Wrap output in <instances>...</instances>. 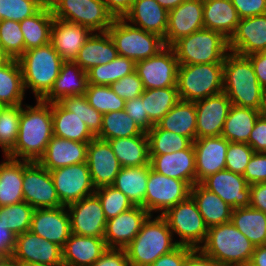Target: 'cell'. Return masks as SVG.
Segmentation results:
<instances>
[{"label":"cell","instance_id":"cell-68","mask_svg":"<svg viewBox=\"0 0 266 266\" xmlns=\"http://www.w3.org/2000/svg\"><path fill=\"white\" fill-rule=\"evenodd\" d=\"M163 8L167 11H170L176 7H178L185 0H156Z\"/></svg>","mask_w":266,"mask_h":266},{"label":"cell","instance_id":"cell-64","mask_svg":"<svg viewBox=\"0 0 266 266\" xmlns=\"http://www.w3.org/2000/svg\"><path fill=\"white\" fill-rule=\"evenodd\" d=\"M16 235L6 227L0 225V261L7 260L11 257L15 247Z\"/></svg>","mask_w":266,"mask_h":266},{"label":"cell","instance_id":"cell-43","mask_svg":"<svg viewBox=\"0 0 266 266\" xmlns=\"http://www.w3.org/2000/svg\"><path fill=\"white\" fill-rule=\"evenodd\" d=\"M177 87L144 89L142 102L147 111L150 123L154 126L179 101Z\"/></svg>","mask_w":266,"mask_h":266},{"label":"cell","instance_id":"cell-58","mask_svg":"<svg viewBox=\"0 0 266 266\" xmlns=\"http://www.w3.org/2000/svg\"><path fill=\"white\" fill-rule=\"evenodd\" d=\"M240 19L266 14V0H231Z\"/></svg>","mask_w":266,"mask_h":266},{"label":"cell","instance_id":"cell-56","mask_svg":"<svg viewBox=\"0 0 266 266\" xmlns=\"http://www.w3.org/2000/svg\"><path fill=\"white\" fill-rule=\"evenodd\" d=\"M243 176L249 185L266 183V153L254 152Z\"/></svg>","mask_w":266,"mask_h":266},{"label":"cell","instance_id":"cell-20","mask_svg":"<svg viewBox=\"0 0 266 266\" xmlns=\"http://www.w3.org/2000/svg\"><path fill=\"white\" fill-rule=\"evenodd\" d=\"M87 164L96 189L112 185L121 169L109 142L97 137L88 144Z\"/></svg>","mask_w":266,"mask_h":266},{"label":"cell","instance_id":"cell-38","mask_svg":"<svg viewBox=\"0 0 266 266\" xmlns=\"http://www.w3.org/2000/svg\"><path fill=\"white\" fill-rule=\"evenodd\" d=\"M54 19L52 10L49 4L46 3L36 14L20 21L25 51L50 43V33Z\"/></svg>","mask_w":266,"mask_h":266},{"label":"cell","instance_id":"cell-19","mask_svg":"<svg viewBox=\"0 0 266 266\" xmlns=\"http://www.w3.org/2000/svg\"><path fill=\"white\" fill-rule=\"evenodd\" d=\"M149 216L142 206L134 205L115 218L107 220L103 237L107 247L125 249L140 232Z\"/></svg>","mask_w":266,"mask_h":266},{"label":"cell","instance_id":"cell-69","mask_svg":"<svg viewBox=\"0 0 266 266\" xmlns=\"http://www.w3.org/2000/svg\"><path fill=\"white\" fill-rule=\"evenodd\" d=\"M12 58L0 46V66L7 64Z\"/></svg>","mask_w":266,"mask_h":266},{"label":"cell","instance_id":"cell-11","mask_svg":"<svg viewBox=\"0 0 266 266\" xmlns=\"http://www.w3.org/2000/svg\"><path fill=\"white\" fill-rule=\"evenodd\" d=\"M190 189L186 181L159 174L150 167L144 209L151 216L154 211H161L159 215H162L172 206L186 200L190 196Z\"/></svg>","mask_w":266,"mask_h":266},{"label":"cell","instance_id":"cell-53","mask_svg":"<svg viewBox=\"0 0 266 266\" xmlns=\"http://www.w3.org/2000/svg\"><path fill=\"white\" fill-rule=\"evenodd\" d=\"M47 0H0L1 20L23 21L36 14Z\"/></svg>","mask_w":266,"mask_h":266},{"label":"cell","instance_id":"cell-5","mask_svg":"<svg viewBox=\"0 0 266 266\" xmlns=\"http://www.w3.org/2000/svg\"><path fill=\"white\" fill-rule=\"evenodd\" d=\"M18 61L24 90L31 88L36 100H41L51 90L64 62L50 43L25 51Z\"/></svg>","mask_w":266,"mask_h":266},{"label":"cell","instance_id":"cell-33","mask_svg":"<svg viewBox=\"0 0 266 266\" xmlns=\"http://www.w3.org/2000/svg\"><path fill=\"white\" fill-rule=\"evenodd\" d=\"M239 21L237 10L231 0H203L205 29L220 32L229 39Z\"/></svg>","mask_w":266,"mask_h":266},{"label":"cell","instance_id":"cell-28","mask_svg":"<svg viewBox=\"0 0 266 266\" xmlns=\"http://www.w3.org/2000/svg\"><path fill=\"white\" fill-rule=\"evenodd\" d=\"M108 249L104 238L71 234L62 248L64 266H91Z\"/></svg>","mask_w":266,"mask_h":266},{"label":"cell","instance_id":"cell-66","mask_svg":"<svg viewBox=\"0 0 266 266\" xmlns=\"http://www.w3.org/2000/svg\"><path fill=\"white\" fill-rule=\"evenodd\" d=\"M185 266H218L209 256L200 249H194L187 257Z\"/></svg>","mask_w":266,"mask_h":266},{"label":"cell","instance_id":"cell-30","mask_svg":"<svg viewBox=\"0 0 266 266\" xmlns=\"http://www.w3.org/2000/svg\"><path fill=\"white\" fill-rule=\"evenodd\" d=\"M87 85V72L74 61H64L51 90L41 100L53 103L65 97L84 95Z\"/></svg>","mask_w":266,"mask_h":266},{"label":"cell","instance_id":"cell-61","mask_svg":"<svg viewBox=\"0 0 266 266\" xmlns=\"http://www.w3.org/2000/svg\"><path fill=\"white\" fill-rule=\"evenodd\" d=\"M91 266H129L125 249L108 248Z\"/></svg>","mask_w":266,"mask_h":266},{"label":"cell","instance_id":"cell-51","mask_svg":"<svg viewBox=\"0 0 266 266\" xmlns=\"http://www.w3.org/2000/svg\"><path fill=\"white\" fill-rule=\"evenodd\" d=\"M95 194L102 204L103 212L107 220L115 218L120 213L134 206L123 192L112 185L97 188Z\"/></svg>","mask_w":266,"mask_h":266},{"label":"cell","instance_id":"cell-10","mask_svg":"<svg viewBox=\"0 0 266 266\" xmlns=\"http://www.w3.org/2000/svg\"><path fill=\"white\" fill-rule=\"evenodd\" d=\"M167 222L172 234H177L180 246L199 249L205 242L208 227L191 196L172 206L161 215Z\"/></svg>","mask_w":266,"mask_h":266},{"label":"cell","instance_id":"cell-46","mask_svg":"<svg viewBox=\"0 0 266 266\" xmlns=\"http://www.w3.org/2000/svg\"><path fill=\"white\" fill-rule=\"evenodd\" d=\"M149 154H169L187 149L192 142L182 135L161 129L157 124L146 132Z\"/></svg>","mask_w":266,"mask_h":266},{"label":"cell","instance_id":"cell-25","mask_svg":"<svg viewBox=\"0 0 266 266\" xmlns=\"http://www.w3.org/2000/svg\"><path fill=\"white\" fill-rule=\"evenodd\" d=\"M150 167L155 172L196 184V165L193 143L187 148L169 154H149Z\"/></svg>","mask_w":266,"mask_h":266},{"label":"cell","instance_id":"cell-15","mask_svg":"<svg viewBox=\"0 0 266 266\" xmlns=\"http://www.w3.org/2000/svg\"><path fill=\"white\" fill-rule=\"evenodd\" d=\"M72 234L103 238L107 219L102 204L94 193L66 206Z\"/></svg>","mask_w":266,"mask_h":266},{"label":"cell","instance_id":"cell-37","mask_svg":"<svg viewBox=\"0 0 266 266\" xmlns=\"http://www.w3.org/2000/svg\"><path fill=\"white\" fill-rule=\"evenodd\" d=\"M54 136L78 142H90L95 136L74 112L64 109L58 102L52 103Z\"/></svg>","mask_w":266,"mask_h":266},{"label":"cell","instance_id":"cell-36","mask_svg":"<svg viewBox=\"0 0 266 266\" xmlns=\"http://www.w3.org/2000/svg\"><path fill=\"white\" fill-rule=\"evenodd\" d=\"M157 125L161 129L187 137L193 143L197 139L195 102L179 100Z\"/></svg>","mask_w":266,"mask_h":266},{"label":"cell","instance_id":"cell-17","mask_svg":"<svg viewBox=\"0 0 266 266\" xmlns=\"http://www.w3.org/2000/svg\"><path fill=\"white\" fill-rule=\"evenodd\" d=\"M231 105L224 92L195 101L197 139L221 136Z\"/></svg>","mask_w":266,"mask_h":266},{"label":"cell","instance_id":"cell-21","mask_svg":"<svg viewBox=\"0 0 266 266\" xmlns=\"http://www.w3.org/2000/svg\"><path fill=\"white\" fill-rule=\"evenodd\" d=\"M30 231L63 248L72 234L67 207L34 209Z\"/></svg>","mask_w":266,"mask_h":266},{"label":"cell","instance_id":"cell-50","mask_svg":"<svg viewBox=\"0 0 266 266\" xmlns=\"http://www.w3.org/2000/svg\"><path fill=\"white\" fill-rule=\"evenodd\" d=\"M84 95L88 103L102 114L125 110V100L110 86L88 84Z\"/></svg>","mask_w":266,"mask_h":266},{"label":"cell","instance_id":"cell-60","mask_svg":"<svg viewBox=\"0 0 266 266\" xmlns=\"http://www.w3.org/2000/svg\"><path fill=\"white\" fill-rule=\"evenodd\" d=\"M247 144L255 153H266V120L261 116L256 120Z\"/></svg>","mask_w":266,"mask_h":266},{"label":"cell","instance_id":"cell-16","mask_svg":"<svg viewBox=\"0 0 266 266\" xmlns=\"http://www.w3.org/2000/svg\"><path fill=\"white\" fill-rule=\"evenodd\" d=\"M10 258L20 264L63 265L62 248L30 230L16 236L15 247Z\"/></svg>","mask_w":266,"mask_h":266},{"label":"cell","instance_id":"cell-59","mask_svg":"<svg viewBox=\"0 0 266 266\" xmlns=\"http://www.w3.org/2000/svg\"><path fill=\"white\" fill-rule=\"evenodd\" d=\"M194 249L188 246H178L172 252L160 256L150 266H185L188 255Z\"/></svg>","mask_w":266,"mask_h":266},{"label":"cell","instance_id":"cell-26","mask_svg":"<svg viewBox=\"0 0 266 266\" xmlns=\"http://www.w3.org/2000/svg\"><path fill=\"white\" fill-rule=\"evenodd\" d=\"M92 33L85 26L54 19L50 33V44L63 61H75L79 50Z\"/></svg>","mask_w":266,"mask_h":266},{"label":"cell","instance_id":"cell-62","mask_svg":"<svg viewBox=\"0 0 266 266\" xmlns=\"http://www.w3.org/2000/svg\"><path fill=\"white\" fill-rule=\"evenodd\" d=\"M247 57L251 61L260 86L266 91V51L253 53Z\"/></svg>","mask_w":266,"mask_h":266},{"label":"cell","instance_id":"cell-23","mask_svg":"<svg viewBox=\"0 0 266 266\" xmlns=\"http://www.w3.org/2000/svg\"><path fill=\"white\" fill-rule=\"evenodd\" d=\"M228 46L230 52L242 56L266 51V14L240 19Z\"/></svg>","mask_w":266,"mask_h":266},{"label":"cell","instance_id":"cell-32","mask_svg":"<svg viewBox=\"0 0 266 266\" xmlns=\"http://www.w3.org/2000/svg\"><path fill=\"white\" fill-rule=\"evenodd\" d=\"M190 196L196 202L208 228L231 221L233 208L201 183H196L191 187Z\"/></svg>","mask_w":266,"mask_h":266},{"label":"cell","instance_id":"cell-71","mask_svg":"<svg viewBox=\"0 0 266 266\" xmlns=\"http://www.w3.org/2000/svg\"><path fill=\"white\" fill-rule=\"evenodd\" d=\"M260 116L266 120V93L264 95V99L262 100V105L260 109Z\"/></svg>","mask_w":266,"mask_h":266},{"label":"cell","instance_id":"cell-22","mask_svg":"<svg viewBox=\"0 0 266 266\" xmlns=\"http://www.w3.org/2000/svg\"><path fill=\"white\" fill-rule=\"evenodd\" d=\"M201 184L233 209L250 205V185L242 174L224 169L208 176Z\"/></svg>","mask_w":266,"mask_h":266},{"label":"cell","instance_id":"cell-24","mask_svg":"<svg viewBox=\"0 0 266 266\" xmlns=\"http://www.w3.org/2000/svg\"><path fill=\"white\" fill-rule=\"evenodd\" d=\"M229 141L223 136L198 138L193 142L196 183L226 168Z\"/></svg>","mask_w":266,"mask_h":266},{"label":"cell","instance_id":"cell-1","mask_svg":"<svg viewBox=\"0 0 266 266\" xmlns=\"http://www.w3.org/2000/svg\"><path fill=\"white\" fill-rule=\"evenodd\" d=\"M36 101L34 107L27 104L22 107L17 142L7 157L38 162L54 136L52 103Z\"/></svg>","mask_w":266,"mask_h":266},{"label":"cell","instance_id":"cell-7","mask_svg":"<svg viewBox=\"0 0 266 266\" xmlns=\"http://www.w3.org/2000/svg\"><path fill=\"white\" fill-rule=\"evenodd\" d=\"M180 100L195 102L223 92V63L179 64Z\"/></svg>","mask_w":266,"mask_h":266},{"label":"cell","instance_id":"cell-2","mask_svg":"<svg viewBox=\"0 0 266 266\" xmlns=\"http://www.w3.org/2000/svg\"><path fill=\"white\" fill-rule=\"evenodd\" d=\"M223 92L231 104L260 111L266 91L260 86L250 59L229 52L223 63Z\"/></svg>","mask_w":266,"mask_h":266},{"label":"cell","instance_id":"cell-3","mask_svg":"<svg viewBox=\"0 0 266 266\" xmlns=\"http://www.w3.org/2000/svg\"><path fill=\"white\" fill-rule=\"evenodd\" d=\"M151 215L143 223L140 232L125 248L129 266H150L160 256L168 254L179 245L173 242V234L166 220Z\"/></svg>","mask_w":266,"mask_h":266},{"label":"cell","instance_id":"cell-67","mask_svg":"<svg viewBox=\"0 0 266 266\" xmlns=\"http://www.w3.org/2000/svg\"><path fill=\"white\" fill-rule=\"evenodd\" d=\"M249 263L252 266H266V244L255 247Z\"/></svg>","mask_w":266,"mask_h":266},{"label":"cell","instance_id":"cell-12","mask_svg":"<svg viewBox=\"0 0 266 266\" xmlns=\"http://www.w3.org/2000/svg\"><path fill=\"white\" fill-rule=\"evenodd\" d=\"M22 189L24 202L34 209L64 206L57 195L50 171L39 162L23 160Z\"/></svg>","mask_w":266,"mask_h":266},{"label":"cell","instance_id":"cell-47","mask_svg":"<svg viewBox=\"0 0 266 266\" xmlns=\"http://www.w3.org/2000/svg\"><path fill=\"white\" fill-rule=\"evenodd\" d=\"M33 211L34 208L24 201L2 206L0 207V225L14 235H20L30 230Z\"/></svg>","mask_w":266,"mask_h":266},{"label":"cell","instance_id":"cell-55","mask_svg":"<svg viewBox=\"0 0 266 266\" xmlns=\"http://www.w3.org/2000/svg\"><path fill=\"white\" fill-rule=\"evenodd\" d=\"M110 88L125 101L140 97L144 91L142 81L136 71L112 83Z\"/></svg>","mask_w":266,"mask_h":266},{"label":"cell","instance_id":"cell-63","mask_svg":"<svg viewBox=\"0 0 266 266\" xmlns=\"http://www.w3.org/2000/svg\"><path fill=\"white\" fill-rule=\"evenodd\" d=\"M249 206L266 214V183L250 185Z\"/></svg>","mask_w":266,"mask_h":266},{"label":"cell","instance_id":"cell-40","mask_svg":"<svg viewBox=\"0 0 266 266\" xmlns=\"http://www.w3.org/2000/svg\"><path fill=\"white\" fill-rule=\"evenodd\" d=\"M150 165L121 167L112 186L123 192L133 205L144 208Z\"/></svg>","mask_w":266,"mask_h":266},{"label":"cell","instance_id":"cell-48","mask_svg":"<svg viewBox=\"0 0 266 266\" xmlns=\"http://www.w3.org/2000/svg\"><path fill=\"white\" fill-rule=\"evenodd\" d=\"M58 103L64 109L78 115L95 137L100 133L103 114L88 103L85 95L65 97L60 99Z\"/></svg>","mask_w":266,"mask_h":266},{"label":"cell","instance_id":"cell-52","mask_svg":"<svg viewBox=\"0 0 266 266\" xmlns=\"http://www.w3.org/2000/svg\"><path fill=\"white\" fill-rule=\"evenodd\" d=\"M0 46L12 58L18 59L25 52V42L20 22L0 21Z\"/></svg>","mask_w":266,"mask_h":266},{"label":"cell","instance_id":"cell-70","mask_svg":"<svg viewBox=\"0 0 266 266\" xmlns=\"http://www.w3.org/2000/svg\"><path fill=\"white\" fill-rule=\"evenodd\" d=\"M0 266H21V265H20V263L9 258L7 260L0 261Z\"/></svg>","mask_w":266,"mask_h":266},{"label":"cell","instance_id":"cell-6","mask_svg":"<svg viewBox=\"0 0 266 266\" xmlns=\"http://www.w3.org/2000/svg\"><path fill=\"white\" fill-rule=\"evenodd\" d=\"M171 47L183 65L224 63L230 52L228 39L222 33L205 28L180 38Z\"/></svg>","mask_w":266,"mask_h":266},{"label":"cell","instance_id":"cell-41","mask_svg":"<svg viewBox=\"0 0 266 266\" xmlns=\"http://www.w3.org/2000/svg\"><path fill=\"white\" fill-rule=\"evenodd\" d=\"M260 112L253 108L231 105L221 136L229 142L248 143Z\"/></svg>","mask_w":266,"mask_h":266},{"label":"cell","instance_id":"cell-42","mask_svg":"<svg viewBox=\"0 0 266 266\" xmlns=\"http://www.w3.org/2000/svg\"><path fill=\"white\" fill-rule=\"evenodd\" d=\"M25 96L22 69L18 59H11L0 66V104L2 106L22 105Z\"/></svg>","mask_w":266,"mask_h":266},{"label":"cell","instance_id":"cell-14","mask_svg":"<svg viewBox=\"0 0 266 266\" xmlns=\"http://www.w3.org/2000/svg\"><path fill=\"white\" fill-rule=\"evenodd\" d=\"M60 202L67 206L95 193L87 162L50 171Z\"/></svg>","mask_w":266,"mask_h":266},{"label":"cell","instance_id":"cell-72","mask_svg":"<svg viewBox=\"0 0 266 266\" xmlns=\"http://www.w3.org/2000/svg\"><path fill=\"white\" fill-rule=\"evenodd\" d=\"M20 265L21 266H64V265H47V264H40V263H24Z\"/></svg>","mask_w":266,"mask_h":266},{"label":"cell","instance_id":"cell-44","mask_svg":"<svg viewBox=\"0 0 266 266\" xmlns=\"http://www.w3.org/2000/svg\"><path fill=\"white\" fill-rule=\"evenodd\" d=\"M136 63L129 58L117 56L106 64L92 67L87 71L88 84L110 86L119 79L133 73Z\"/></svg>","mask_w":266,"mask_h":266},{"label":"cell","instance_id":"cell-35","mask_svg":"<svg viewBox=\"0 0 266 266\" xmlns=\"http://www.w3.org/2000/svg\"><path fill=\"white\" fill-rule=\"evenodd\" d=\"M23 160L5 156L0 163V207L24 201Z\"/></svg>","mask_w":266,"mask_h":266},{"label":"cell","instance_id":"cell-29","mask_svg":"<svg viewBox=\"0 0 266 266\" xmlns=\"http://www.w3.org/2000/svg\"><path fill=\"white\" fill-rule=\"evenodd\" d=\"M123 19L135 27L165 38L168 27V11L156 0H135Z\"/></svg>","mask_w":266,"mask_h":266},{"label":"cell","instance_id":"cell-73","mask_svg":"<svg viewBox=\"0 0 266 266\" xmlns=\"http://www.w3.org/2000/svg\"><path fill=\"white\" fill-rule=\"evenodd\" d=\"M233 266H252V265L250 263H246V264L233 265Z\"/></svg>","mask_w":266,"mask_h":266},{"label":"cell","instance_id":"cell-45","mask_svg":"<svg viewBox=\"0 0 266 266\" xmlns=\"http://www.w3.org/2000/svg\"><path fill=\"white\" fill-rule=\"evenodd\" d=\"M143 133L144 131L139 125L128 116L125 110H122L103 114L102 128L96 137L102 140H111Z\"/></svg>","mask_w":266,"mask_h":266},{"label":"cell","instance_id":"cell-9","mask_svg":"<svg viewBox=\"0 0 266 266\" xmlns=\"http://www.w3.org/2000/svg\"><path fill=\"white\" fill-rule=\"evenodd\" d=\"M53 17L87 27L92 32H107L114 18L103 0H47Z\"/></svg>","mask_w":266,"mask_h":266},{"label":"cell","instance_id":"cell-65","mask_svg":"<svg viewBox=\"0 0 266 266\" xmlns=\"http://www.w3.org/2000/svg\"><path fill=\"white\" fill-rule=\"evenodd\" d=\"M135 0H103L107 11L113 18H124Z\"/></svg>","mask_w":266,"mask_h":266},{"label":"cell","instance_id":"cell-31","mask_svg":"<svg viewBox=\"0 0 266 266\" xmlns=\"http://www.w3.org/2000/svg\"><path fill=\"white\" fill-rule=\"evenodd\" d=\"M118 56L117 49L108 32L92 33L79 50L75 63L84 71L106 64Z\"/></svg>","mask_w":266,"mask_h":266},{"label":"cell","instance_id":"cell-54","mask_svg":"<svg viewBox=\"0 0 266 266\" xmlns=\"http://www.w3.org/2000/svg\"><path fill=\"white\" fill-rule=\"evenodd\" d=\"M253 154L254 150L247 143L229 142L225 169L243 175Z\"/></svg>","mask_w":266,"mask_h":266},{"label":"cell","instance_id":"cell-34","mask_svg":"<svg viewBox=\"0 0 266 266\" xmlns=\"http://www.w3.org/2000/svg\"><path fill=\"white\" fill-rule=\"evenodd\" d=\"M121 167L150 165L149 143L146 132L132 137L106 140Z\"/></svg>","mask_w":266,"mask_h":266},{"label":"cell","instance_id":"cell-39","mask_svg":"<svg viewBox=\"0 0 266 266\" xmlns=\"http://www.w3.org/2000/svg\"><path fill=\"white\" fill-rule=\"evenodd\" d=\"M255 246L266 244V214L250 206L234 208L230 221Z\"/></svg>","mask_w":266,"mask_h":266},{"label":"cell","instance_id":"cell-4","mask_svg":"<svg viewBox=\"0 0 266 266\" xmlns=\"http://www.w3.org/2000/svg\"><path fill=\"white\" fill-rule=\"evenodd\" d=\"M218 266L250 262L255 246L231 222L208 228L204 244L199 248Z\"/></svg>","mask_w":266,"mask_h":266},{"label":"cell","instance_id":"cell-49","mask_svg":"<svg viewBox=\"0 0 266 266\" xmlns=\"http://www.w3.org/2000/svg\"><path fill=\"white\" fill-rule=\"evenodd\" d=\"M22 105L3 106L0 109V147L7 156L14 148L20 123Z\"/></svg>","mask_w":266,"mask_h":266},{"label":"cell","instance_id":"cell-13","mask_svg":"<svg viewBox=\"0 0 266 266\" xmlns=\"http://www.w3.org/2000/svg\"><path fill=\"white\" fill-rule=\"evenodd\" d=\"M179 62L171 46H165L156 55L136 62L135 71L144 89L177 87Z\"/></svg>","mask_w":266,"mask_h":266},{"label":"cell","instance_id":"cell-8","mask_svg":"<svg viewBox=\"0 0 266 266\" xmlns=\"http://www.w3.org/2000/svg\"><path fill=\"white\" fill-rule=\"evenodd\" d=\"M107 32L118 55L135 63L156 55L165 47L162 37L135 27L123 18H115Z\"/></svg>","mask_w":266,"mask_h":266},{"label":"cell","instance_id":"cell-27","mask_svg":"<svg viewBox=\"0 0 266 266\" xmlns=\"http://www.w3.org/2000/svg\"><path fill=\"white\" fill-rule=\"evenodd\" d=\"M89 142H78L53 136L38 162L47 170L87 162Z\"/></svg>","mask_w":266,"mask_h":266},{"label":"cell","instance_id":"cell-18","mask_svg":"<svg viewBox=\"0 0 266 266\" xmlns=\"http://www.w3.org/2000/svg\"><path fill=\"white\" fill-rule=\"evenodd\" d=\"M203 28V0H185L178 7L168 11L164 44L172 46L180 38Z\"/></svg>","mask_w":266,"mask_h":266},{"label":"cell","instance_id":"cell-57","mask_svg":"<svg viewBox=\"0 0 266 266\" xmlns=\"http://www.w3.org/2000/svg\"><path fill=\"white\" fill-rule=\"evenodd\" d=\"M125 111L144 132H148L153 127L149 121L144 103L142 102V95L125 101Z\"/></svg>","mask_w":266,"mask_h":266}]
</instances>
